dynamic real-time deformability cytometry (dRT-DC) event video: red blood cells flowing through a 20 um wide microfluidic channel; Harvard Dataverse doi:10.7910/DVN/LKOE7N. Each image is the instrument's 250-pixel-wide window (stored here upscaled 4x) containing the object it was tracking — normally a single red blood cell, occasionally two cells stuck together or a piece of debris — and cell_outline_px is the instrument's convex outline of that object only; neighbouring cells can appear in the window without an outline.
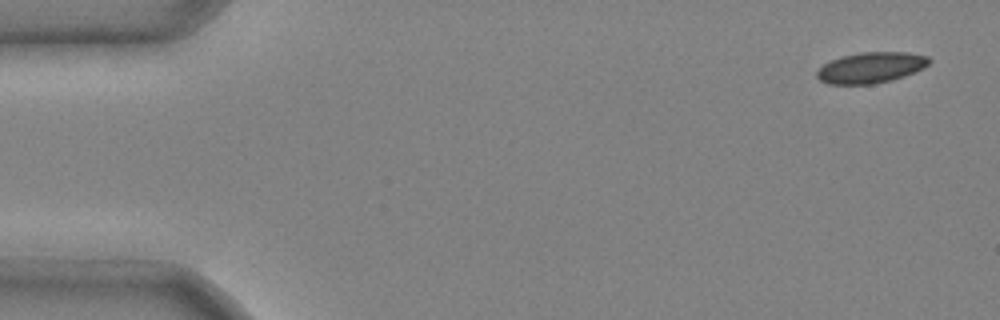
{"species": "common noctule bat (a hibernating species)", "species_latin": "Nyctalus noctula", "temperature_condition": "cold", "stored_images_in_passage": 4, "camera_frame_rate_fps": 3000, "um_per_image_px": 0.085, "animal": {"sex": "male", "body_mass_g": 20.4}, "frame": {"image": 1, "passage_image": 1, "time_ms": 0.0, "image_size_px": [1000, 320], "cell_outline_px": [[932, 60], [924, 68], [904, 76], [892, 80], [872, 84], [828, 84], [820, 80], [816, 76], [816, 72], [824, 64], [840, 56], [860, 52], [908, 52], [928, 56]], "centroid_in_image_um": [74.04, 5.74], "position_along_channel_um": 11.0, "area_um2": 20.23}}
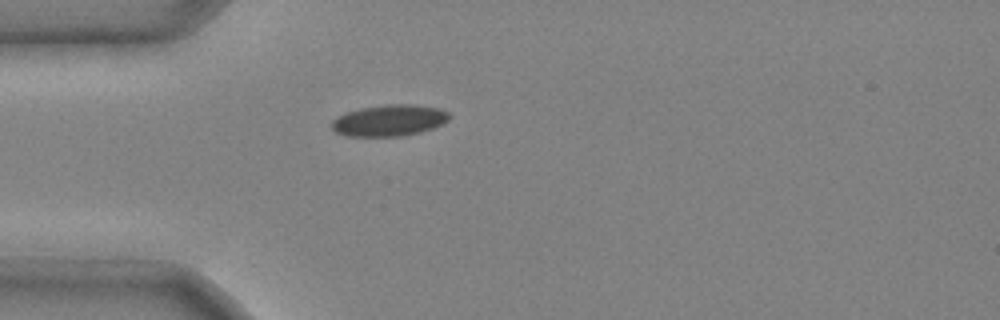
{"frame": {"image": 2, "passage_image": 4, "time_ms": 1.0, "image_size_px": [1000, 320], "cell_outline_px": [[452, 116], [448, 120], [432, 128], [420, 132], [400, 136], [344, 136], [336, 132], [332, 128], [332, 120], [348, 112], [364, 108], [388, 104], [412, 104], [440, 108], [448, 112]], "centroid_in_image_um": [33.12, 10.24], "position_along_channel_um": 51.9, "area_um2": 21.27}}